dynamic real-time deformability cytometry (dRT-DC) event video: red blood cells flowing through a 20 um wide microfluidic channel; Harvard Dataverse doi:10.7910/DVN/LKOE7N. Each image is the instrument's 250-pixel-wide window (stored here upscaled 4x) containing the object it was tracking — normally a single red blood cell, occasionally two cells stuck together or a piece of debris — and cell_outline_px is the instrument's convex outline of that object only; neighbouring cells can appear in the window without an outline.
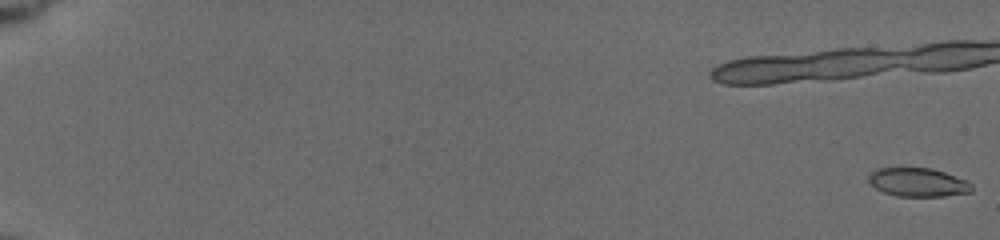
{"species": "common noctule bat (a hibernating species)", "species_latin": "Nyctalus noctula", "temperature_condition": "cold", "stored_images_in_passage": 18, "camera_frame_rate_fps": 3000, "um_per_image_px": 0.085, "animal": {"sex": "female", "body_mass_g": 19.5, "forearm_length_mm": 54.1}, "frame": {"image": 1, "passage_image": 1, "time_ms": 0.0, "image_size_px": [1000, 240], "cell_outline_px": [[972, 192], [944, 196], [896, 196], [884, 192], [876, 188], [868, 180], [868, 176], [876, 168], [932, 168], [944, 172], [964, 180], [972, 184]], "centroid_in_image_um": [78.02, 15.5], "position_along_channel_um": 7.0, "area_um2": 17.05}}